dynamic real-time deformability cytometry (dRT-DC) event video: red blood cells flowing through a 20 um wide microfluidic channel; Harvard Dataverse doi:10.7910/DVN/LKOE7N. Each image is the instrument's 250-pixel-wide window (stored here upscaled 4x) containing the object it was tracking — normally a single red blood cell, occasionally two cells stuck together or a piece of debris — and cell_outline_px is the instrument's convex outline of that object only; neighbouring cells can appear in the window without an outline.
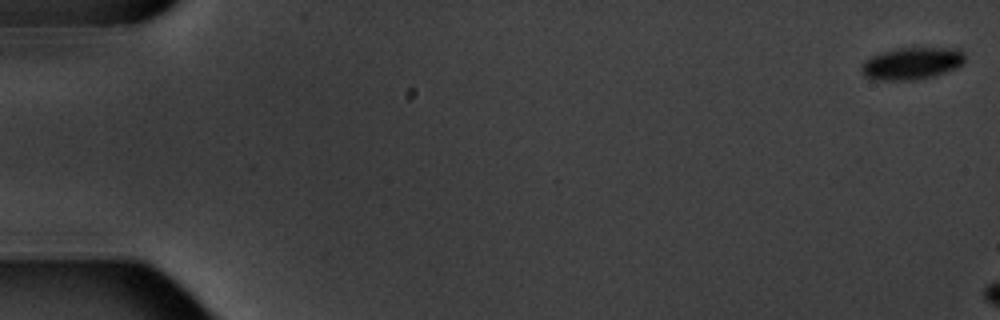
{"species": "common noctule bat (a hibernating species)", "species_latin": "Nyctalus noctula", "temperature_condition": "warm", "stored_images_in_passage": 3, "camera_frame_rate_fps": 3000, "um_per_image_px": 0.085, "animal": {"sex": "male", "body_mass_g": 20.1, "forearm_length_mm": 53.5}, "frame": {"image": 1, "passage_image": 1, "time_ms": 0.0, "image_size_px": [1000, 320], "cell_outline_px": [[964, 64], [956, 68], [932, 76], [916, 80], [872, 80], [864, 76], [860, 72], [860, 64], [864, 60], [880, 52], [900, 48], [956, 48], [964, 52]], "centroid_in_image_um": [77.45, 5.39], "position_along_channel_um": 7.5, "area_um2": 19.59}}